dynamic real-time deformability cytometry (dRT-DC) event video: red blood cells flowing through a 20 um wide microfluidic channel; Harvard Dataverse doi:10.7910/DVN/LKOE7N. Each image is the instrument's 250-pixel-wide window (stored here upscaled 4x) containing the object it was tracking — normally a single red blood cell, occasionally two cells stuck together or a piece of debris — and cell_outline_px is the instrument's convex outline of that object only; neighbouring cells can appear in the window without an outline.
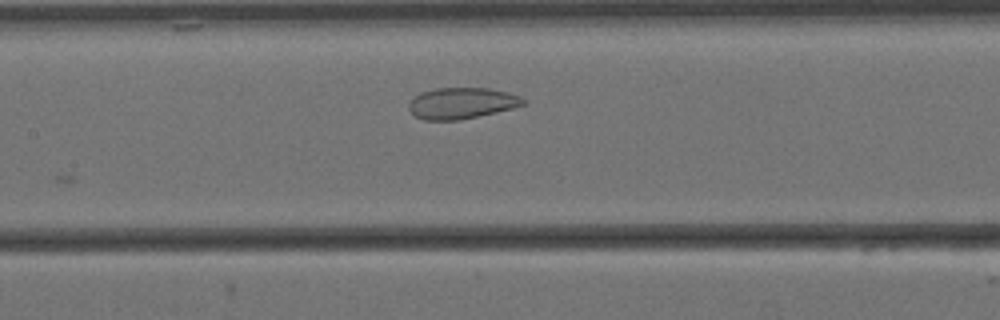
{"species": "Egyptian fruit bat (a non-hibernating species)", "species_latin": "Rousettus aegyptiacus", "temperature_condition": "cold", "stored_images_in_passage": 7, "camera_frame_rate_fps": 3000, "um_per_image_px": 0.085, "animal": {"sex": "female"}, "frame": {"image": 1, "passage_image": 7, "time_ms": 2.0, "image_size_px": [1000, 320], "cell_outline_px": [[524, 104], [512, 108], [496, 112], [460, 120], [424, 120], [416, 116], [408, 108], [408, 104], [420, 92], [436, 88], [488, 88], [508, 92], [520, 96], [524, 100]], "centroid_in_image_um": [39.23, 8.77], "position_along_channel_um": 168.2, "area_um2": 20.63}}